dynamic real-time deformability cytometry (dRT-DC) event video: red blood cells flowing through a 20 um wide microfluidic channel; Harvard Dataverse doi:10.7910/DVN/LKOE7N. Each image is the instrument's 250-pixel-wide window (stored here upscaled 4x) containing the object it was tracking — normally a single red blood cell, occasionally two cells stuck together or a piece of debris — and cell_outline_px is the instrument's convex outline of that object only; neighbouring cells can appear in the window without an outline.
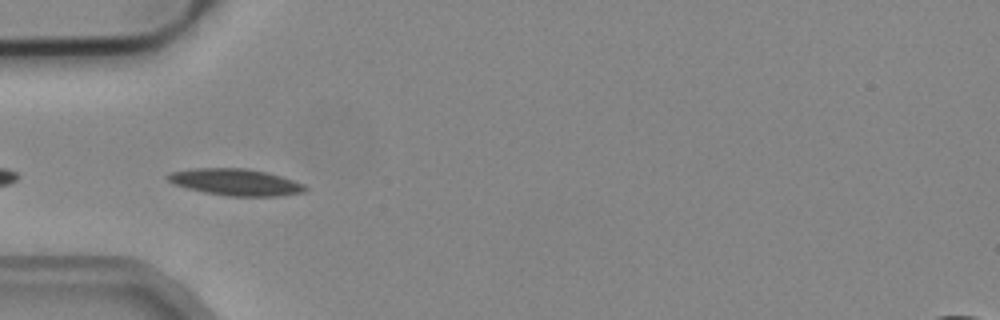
{"species": "common noctule bat (a hibernating species)", "species_latin": "Nyctalus noctula", "temperature_condition": "cold", "stored_images_in_passage": 5, "camera_frame_rate_fps": 3000, "um_per_image_px": 0.085, "animal": {"sex": "male", "body_mass_g": 19.2, "forearm_length_mm": 51.8}, "frame": {"image": 1, "passage_image": 4, "time_ms": 1.0, "image_size_px": [1000, 320], "cell_outline_px": [[308, 192], [280, 196], [228, 196], [204, 192], [188, 188], [176, 184], [168, 180], [168, 176], [172, 172], [196, 168], [244, 168], [268, 172], [304, 184], [308, 188]], "centroid_in_image_um": [20.12, 15.49], "position_along_channel_um": 64.9, "area_um2": 21.21}}